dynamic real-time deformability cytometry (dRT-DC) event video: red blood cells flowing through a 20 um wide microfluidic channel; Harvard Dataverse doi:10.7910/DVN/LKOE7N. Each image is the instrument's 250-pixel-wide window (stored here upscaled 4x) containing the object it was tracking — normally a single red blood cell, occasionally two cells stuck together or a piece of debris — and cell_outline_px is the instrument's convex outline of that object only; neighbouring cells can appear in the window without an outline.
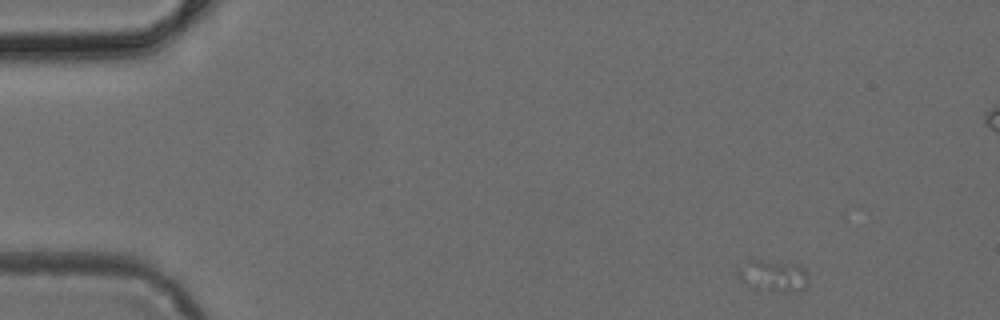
{"species": "common noctule bat (a hibernating species)", "species_latin": "Nyctalus noctula", "temperature_condition": "cold", "stored_images_in_passage": 12, "camera_frame_rate_fps": 3000, "um_per_image_px": 0.085, "animal": {"sex": "female", "body_mass_g": 24.6, "forearm_length_mm": 56.2}, "frame": {"image": 1, "passage_image": 1, "time_ms": 0.0, "image_size_px": [1000, 320], "cell_outline_px": [[808, 288], [752, 288], [740, 280], [736, 276], [736, 272], [752, 260], [760, 260], [796, 264], [804, 268], [808, 272]], "centroid_in_image_um": [65.72, 23.38], "position_along_channel_um": 19.3, "area_um2": 12.08}}